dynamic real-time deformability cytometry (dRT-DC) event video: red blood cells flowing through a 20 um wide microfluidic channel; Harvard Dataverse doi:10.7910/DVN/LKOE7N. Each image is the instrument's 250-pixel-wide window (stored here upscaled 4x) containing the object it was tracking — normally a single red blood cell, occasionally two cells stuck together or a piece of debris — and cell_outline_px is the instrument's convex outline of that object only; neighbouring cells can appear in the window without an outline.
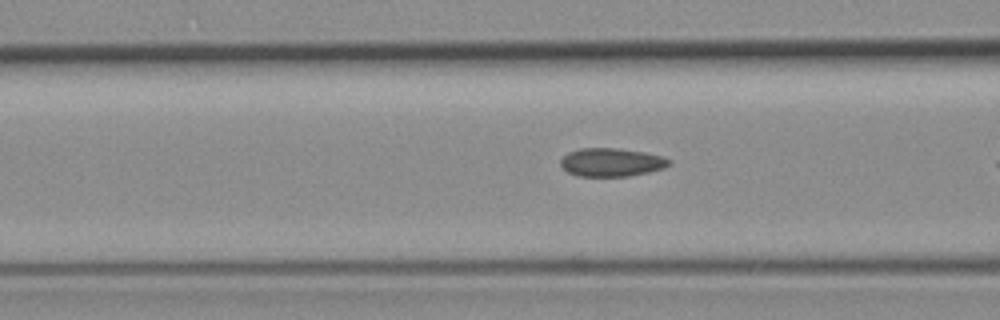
{"species": "common noctule bat (a hibernating species)", "species_latin": "Nyctalus noctula", "temperature_condition": "room temperature", "stored_images_in_passage": 20, "camera_frame_rate_fps": 3000, "um_per_image_px": 0.085, "animal": {"sex": "female", "body_mass_g": 19.3, "forearm_length_mm": 54.1}, "frame": {"image": 1, "passage_image": 17, "time_ms": 5.333, "image_size_px": [1000, 320], "cell_outline_px": [[672, 164], [664, 168], [648, 172], [628, 176], [576, 176], [568, 172], [560, 164], [560, 160], [568, 152], [580, 148], [620, 148], [644, 152], [664, 156], [672, 160]], "centroid_in_image_um": [52.01, 13.79], "position_along_channel_um": 114.6, "area_um2": 18.09}}